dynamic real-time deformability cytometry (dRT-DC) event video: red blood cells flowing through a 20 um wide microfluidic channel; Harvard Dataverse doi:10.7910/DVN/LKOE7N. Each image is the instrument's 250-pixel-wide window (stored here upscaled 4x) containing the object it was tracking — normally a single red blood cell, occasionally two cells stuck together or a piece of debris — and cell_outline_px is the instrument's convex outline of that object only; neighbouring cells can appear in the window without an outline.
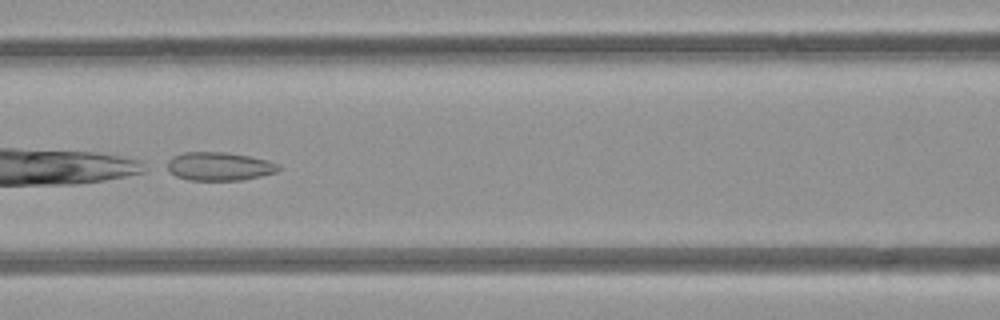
{"species": "common noctule bat (a hibernating species)", "species_latin": "Nyctalus noctula", "temperature_condition": "room temperature", "stored_images_in_passage": 6, "camera_frame_rate_fps": 3000, "um_per_image_px": 0.085, "animal": {"sex": "female", "body_mass_g": 21.9}, "frame": {"image": 1, "passage_image": 6, "time_ms": 5.667, "image_size_px": [1000, 320], "cell_outline_px": [[280, 168], [276, 172], [244, 180], [188, 180], [176, 176], [160, 168], [172, 156], [184, 152], [228, 152], [268, 160], [280, 164]], "centroid_in_image_um": [18.55, 14.14], "position_along_channel_um": 148.1, "area_um2": 18.9}}